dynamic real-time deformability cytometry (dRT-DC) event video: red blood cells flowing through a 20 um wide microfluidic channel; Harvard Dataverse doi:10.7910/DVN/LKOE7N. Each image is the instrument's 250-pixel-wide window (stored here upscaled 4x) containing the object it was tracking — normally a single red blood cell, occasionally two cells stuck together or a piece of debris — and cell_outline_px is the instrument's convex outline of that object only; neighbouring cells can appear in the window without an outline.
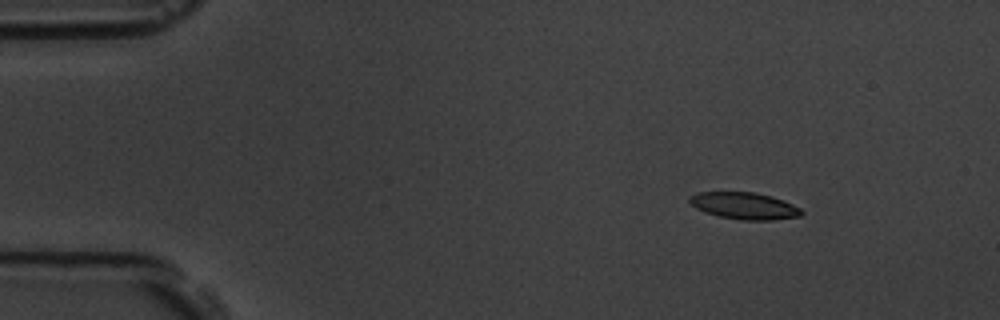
{"species": "common noctule bat (a hibernating species)", "species_latin": "Nyctalus noctula", "temperature_condition": "room temperature", "stored_images_in_passage": 5, "camera_frame_rate_fps": 3000, "um_per_image_px": 0.085, "animal": {"sex": "male", "body_mass_g": 19.5, "forearm_length_mm": 54.6}, "frame": {"image": 1, "passage_image": 1, "time_ms": 0.0, "image_size_px": [1000, 320], "cell_outline_px": [[804, 212], [800, 216], [772, 220], [744, 220], [720, 216], [704, 212], [696, 208], [688, 200], [696, 192], [756, 192], [772, 196], [784, 200], [800, 208]], "centroid_in_image_um": [63.3, 17.49], "position_along_channel_um": 21.7, "area_um2": 17.46}}
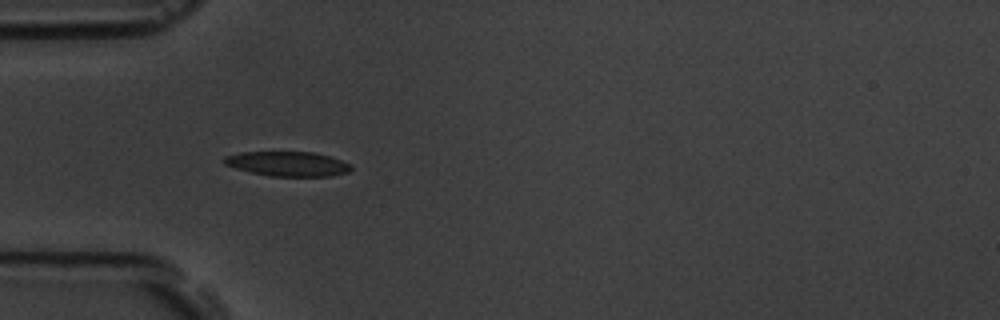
{"frame": {"image": 2, "passage_image": 4, "time_ms": 3.333, "image_size_px": [1000, 320], "cell_outline_px": [[352, 168], [348, 172], [328, 176], [268, 176], [236, 168], [224, 164], [224, 156], [240, 152], [316, 152], [340, 160], [348, 164]], "centroid_in_image_um": [24.42, 13.92], "position_along_channel_um": 60.6, "area_um2": 18.03}}
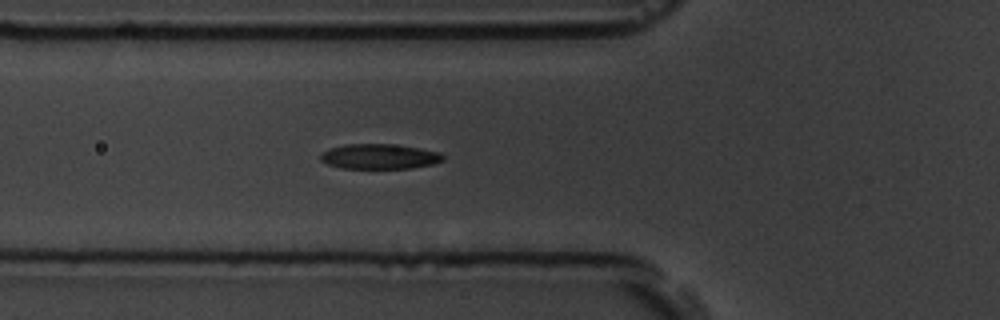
{"frame": {"image": 3, "passage_image": 5, "time_ms": 4.333, "image_size_px": [1000, 320], "cell_outline_px": [[444, 160], [432, 164], [412, 168], [340, 168], [328, 164], [320, 160], [320, 152], [328, 148], [344, 144], [388, 144], [420, 148], [440, 152], [444, 156]], "centroid_in_image_um": [32.21, 13.3], "position_along_channel_um": 93.6, "area_um2": 17.98}}